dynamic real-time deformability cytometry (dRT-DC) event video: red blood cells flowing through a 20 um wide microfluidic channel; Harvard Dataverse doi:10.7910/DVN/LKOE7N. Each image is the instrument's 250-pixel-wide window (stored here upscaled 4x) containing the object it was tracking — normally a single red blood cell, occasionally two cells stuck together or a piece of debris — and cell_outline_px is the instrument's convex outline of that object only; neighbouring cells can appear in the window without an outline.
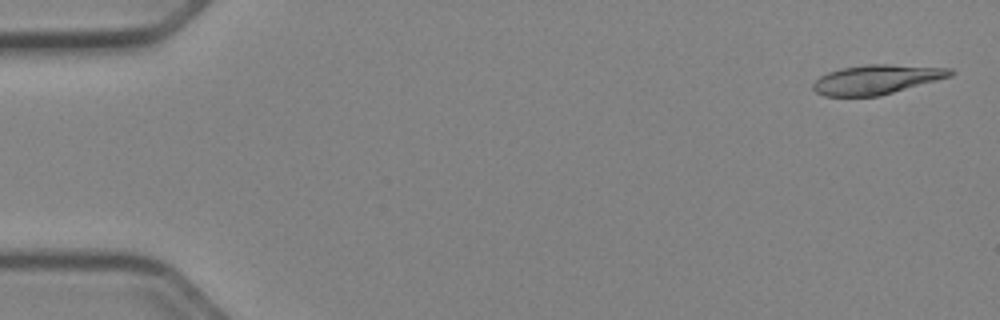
{"species": "Egyptian fruit bat (a non-hibernating species)", "species_latin": "Rousettus aegyptiacus", "temperature_condition": "cold", "stored_images_in_passage": 52, "camera_frame_rate_fps": 3000, "um_per_image_px": 0.085, "animal": {"sex": "female"}, "frame": {"image": 1, "passage_image": 2, "time_ms": 0.333, "image_size_px": [1000, 320], "cell_outline_px": [[956, 72], [952, 76], [880, 96], [824, 96], [816, 92], [812, 88], [812, 84], [820, 76], [828, 72], [840, 68], [868, 64], [888, 64], [952, 68]], "centroid_in_image_um": [74.53, 6.75], "position_along_channel_um": 10.5, "area_um2": 23.64}}
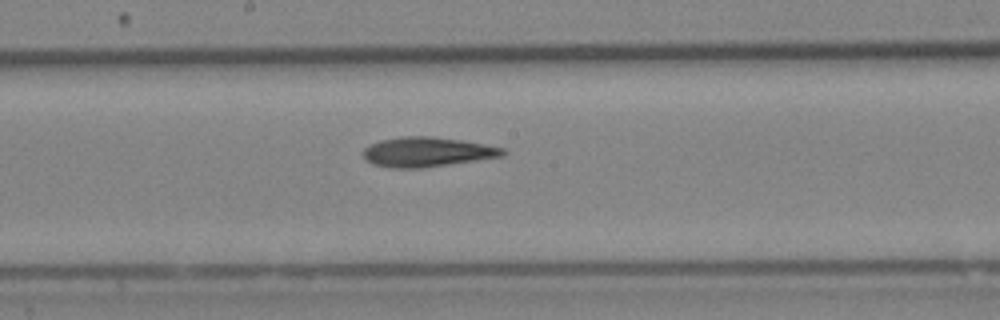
{"frame": {"image": 2, "passage_image": 28, "time_ms": 9.0, "image_size_px": [1000, 320], "cell_outline_px": [[508, 152], [504, 156], [420, 168], [388, 168], [372, 164], [364, 160], [364, 148], [380, 140], [400, 136], [432, 136], [460, 140], [504, 148]], "centroid_in_image_um": [36.27, 12.92], "position_along_channel_um": 211.9, "area_um2": 24.1}}
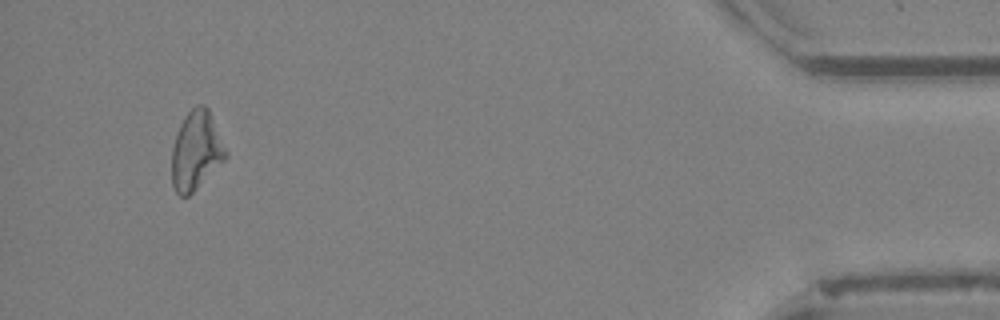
{"frame": {"image": 3, "passage_image": 49, "time_ms": 16.0, "image_size_px": [1000, 320], "cell_outline_px": [[228, 156], [188, 196], [180, 196], [176, 192], [172, 184], [172, 148], [180, 124], [184, 116], [196, 104], [204, 104], [208, 108], [228, 152]], "centroid_in_image_um": [16.67, 12.78], "position_along_channel_um": 418.5, "area_um2": 24.51}}